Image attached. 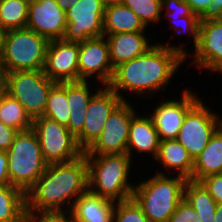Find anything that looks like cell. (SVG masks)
Instances as JSON below:
<instances>
[{
	"label": "cell",
	"instance_id": "1",
	"mask_svg": "<svg viewBox=\"0 0 222 222\" xmlns=\"http://www.w3.org/2000/svg\"><path fill=\"white\" fill-rule=\"evenodd\" d=\"M186 58L182 48L167 45H153L145 54L114 68L108 85L123 99L118 91L129 90L142 94L144 91L159 90L174 74L179 64Z\"/></svg>",
	"mask_w": 222,
	"mask_h": 222
},
{
	"label": "cell",
	"instance_id": "2",
	"mask_svg": "<svg viewBox=\"0 0 222 222\" xmlns=\"http://www.w3.org/2000/svg\"><path fill=\"white\" fill-rule=\"evenodd\" d=\"M88 190V166L86 156L59 164H49L42 176L26 193L27 214L63 213L61 205L71 197Z\"/></svg>",
	"mask_w": 222,
	"mask_h": 222
},
{
	"label": "cell",
	"instance_id": "3",
	"mask_svg": "<svg viewBox=\"0 0 222 222\" xmlns=\"http://www.w3.org/2000/svg\"><path fill=\"white\" fill-rule=\"evenodd\" d=\"M49 40L35 31L9 30L1 36L0 70L40 71L44 69Z\"/></svg>",
	"mask_w": 222,
	"mask_h": 222
},
{
	"label": "cell",
	"instance_id": "4",
	"mask_svg": "<svg viewBox=\"0 0 222 222\" xmlns=\"http://www.w3.org/2000/svg\"><path fill=\"white\" fill-rule=\"evenodd\" d=\"M186 182L187 179L179 175L176 178H168L163 173H158L135 186L132 197L150 222H168L184 199Z\"/></svg>",
	"mask_w": 222,
	"mask_h": 222
},
{
	"label": "cell",
	"instance_id": "5",
	"mask_svg": "<svg viewBox=\"0 0 222 222\" xmlns=\"http://www.w3.org/2000/svg\"><path fill=\"white\" fill-rule=\"evenodd\" d=\"M88 166V190L114 202L133 196L127 182L131 158L127 153L98 155L94 160L86 159ZM98 187V190L94 186ZM93 186V188H92Z\"/></svg>",
	"mask_w": 222,
	"mask_h": 222
},
{
	"label": "cell",
	"instance_id": "6",
	"mask_svg": "<svg viewBox=\"0 0 222 222\" xmlns=\"http://www.w3.org/2000/svg\"><path fill=\"white\" fill-rule=\"evenodd\" d=\"M6 153L10 184L27 193L48 166L36 133L32 129L19 131Z\"/></svg>",
	"mask_w": 222,
	"mask_h": 222
},
{
	"label": "cell",
	"instance_id": "7",
	"mask_svg": "<svg viewBox=\"0 0 222 222\" xmlns=\"http://www.w3.org/2000/svg\"><path fill=\"white\" fill-rule=\"evenodd\" d=\"M55 83L43 70L4 73L5 92L15 98L32 119L44 115L49 91Z\"/></svg>",
	"mask_w": 222,
	"mask_h": 222
},
{
	"label": "cell",
	"instance_id": "8",
	"mask_svg": "<svg viewBox=\"0 0 222 222\" xmlns=\"http://www.w3.org/2000/svg\"><path fill=\"white\" fill-rule=\"evenodd\" d=\"M32 130L37 135L43 158L48 165L68 163L84 153L69 129L53 119L45 116L34 118Z\"/></svg>",
	"mask_w": 222,
	"mask_h": 222
},
{
	"label": "cell",
	"instance_id": "9",
	"mask_svg": "<svg viewBox=\"0 0 222 222\" xmlns=\"http://www.w3.org/2000/svg\"><path fill=\"white\" fill-rule=\"evenodd\" d=\"M134 115L133 108L123 100L108 116L98 138L84 151L86 159H94L96 154L127 153L130 123Z\"/></svg>",
	"mask_w": 222,
	"mask_h": 222
},
{
	"label": "cell",
	"instance_id": "10",
	"mask_svg": "<svg viewBox=\"0 0 222 222\" xmlns=\"http://www.w3.org/2000/svg\"><path fill=\"white\" fill-rule=\"evenodd\" d=\"M105 0H80L65 12L66 26L62 40L83 42L104 36Z\"/></svg>",
	"mask_w": 222,
	"mask_h": 222
},
{
	"label": "cell",
	"instance_id": "11",
	"mask_svg": "<svg viewBox=\"0 0 222 222\" xmlns=\"http://www.w3.org/2000/svg\"><path fill=\"white\" fill-rule=\"evenodd\" d=\"M222 125V120L205 108L199 100L186 114L177 141L195 160Z\"/></svg>",
	"mask_w": 222,
	"mask_h": 222
},
{
	"label": "cell",
	"instance_id": "12",
	"mask_svg": "<svg viewBox=\"0 0 222 222\" xmlns=\"http://www.w3.org/2000/svg\"><path fill=\"white\" fill-rule=\"evenodd\" d=\"M109 86L100 89L91 98L86 108L82 132L76 137L78 146L85 151L101 134L108 116L123 101Z\"/></svg>",
	"mask_w": 222,
	"mask_h": 222
},
{
	"label": "cell",
	"instance_id": "13",
	"mask_svg": "<svg viewBox=\"0 0 222 222\" xmlns=\"http://www.w3.org/2000/svg\"><path fill=\"white\" fill-rule=\"evenodd\" d=\"M79 43L62 39L50 40L44 74L54 82L78 81Z\"/></svg>",
	"mask_w": 222,
	"mask_h": 222
},
{
	"label": "cell",
	"instance_id": "14",
	"mask_svg": "<svg viewBox=\"0 0 222 222\" xmlns=\"http://www.w3.org/2000/svg\"><path fill=\"white\" fill-rule=\"evenodd\" d=\"M98 72V79L106 86L112 80L114 68L110 62L109 45L104 36L79 42L78 81Z\"/></svg>",
	"mask_w": 222,
	"mask_h": 222
},
{
	"label": "cell",
	"instance_id": "15",
	"mask_svg": "<svg viewBox=\"0 0 222 222\" xmlns=\"http://www.w3.org/2000/svg\"><path fill=\"white\" fill-rule=\"evenodd\" d=\"M66 26L65 12L56 0H30L27 29L50 40L62 39Z\"/></svg>",
	"mask_w": 222,
	"mask_h": 222
},
{
	"label": "cell",
	"instance_id": "16",
	"mask_svg": "<svg viewBox=\"0 0 222 222\" xmlns=\"http://www.w3.org/2000/svg\"><path fill=\"white\" fill-rule=\"evenodd\" d=\"M195 61L197 65L222 72V20L206 17L200 20Z\"/></svg>",
	"mask_w": 222,
	"mask_h": 222
},
{
	"label": "cell",
	"instance_id": "17",
	"mask_svg": "<svg viewBox=\"0 0 222 222\" xmlns=\"http://www.w3.org/2000/svg\"><path fill=\"white\" fill-rule=\"evenodd\" d=\"M199 101L185 90L180 101H167L155 108L151 119L160 141L177 139L187 112Z\"/></svg>",
	"mask_w": 222,
	"mask_h": 222
},
{
	"label": "cell",
	"instance_id": "18",
	"mask_svg": "<svg viewBox=\"0 0 222 222\" xmlns=\"http://www.w3.org/2000/svg\"><path fill=\"white\" fill-rule=\"evenodd\" d=\"M71 216L74 222H113L114 203L89 190L73 201Z\"/></svg>",
	"mask_w": 222,
	"mask_h": 222
},
{
	"label": "cell",
	"instance_id": "19",
	"mask_svg": "<svg viewBox=\"0 0 222 222\" xmlns=\"http://www.w3.org/2000/svg\"><path fill=\"white\" fill-rule=\"evenodd\" d=\"M109 57L113 68L145 54L151 47L143 32H123L107 35Z\"/></svg>",
	"mask_w": 222,
	"mask_h": 222
},
{
	"label": "cell",
	"instance_id": "20",
	"mask_svg": "<svg viewBox=\"0 0 222 222\" xmlns=\"http://www.w3.org/2000/svg\"><path fill=\"white\" fill-rule=\"evenodd\" d=\"M222 173V125L194 160L191 181L198 182L214 174Z\"/></svg>",
	"mask_w": 222,
	"mask_h": 222
},
{
	"label": "cell",
	"instance_id": "21",
	"mask_svg": "<svg viewBox=\"0 0 222 222\" xmlns=\"http://www.w3.org/2000/svg\"><path fill=\"white\" fill-rule=\"evenodd\" d=\"M160 146V139L154 127L151 117H132L130 123L129 138L127 142V154L131 157L132 148L139 152H152L154 158Z\"/></svg>",
	"mask_w": 222,
	"mask_h": 222
},
{
	"label": "cell",
	"instance_id": "22",
	"mask_svg": "<svg viewBox=\"0 0 222 222\" xmlns=\"http://www.w3.org/2000/svg\"><path fill=\"white\" fill-rule=\"evenodd\" d=\"M146 26L129 8L120 4H107L103 19L104 37L123 32H143Z\"/></svg>",
	"mask_w": 222,
	"mask_h": 222
},
{
	"label": "cell",
	"instance_id": "23",
	"mask_svg": "<svg viewBox=\"0 0 222 222\" xmlns=\"http://www.w3.org/2000/svg\"><path fill=\"white\" fill-rule=\"evenodd\" d=\"M155 159L162 162L169 169L179 170V176L190 180L194 167V160L188 151L176 140L160 141Z\"/></svg>",
	"mask_w": 222,
	"mask_h": 222
},
{
	"label": "cell",
	"instance_id": "24",
	"mask_svg": "<svg viewBox=\"0 0 222 222\" xmlns=\"http://www.w3.org/2000/svg\"><path fill=\"white\" fill-rule=\"evenodd\" d=\"M26 193L9 185L0 186V222H26Z\"/></svg>",
	"mask_w": 222,
	"mask_h": 222
},
{
	"label": "cell",
	"instance_id": "25",
	"mask_svg": "<svg viewBox=\"0 0 222 222\" xmlns=\"http://www.w3.org/2000/svg\"><path fill=\"white\" fill-rule=\"evenodd\" d=\"M184 199L194 208L202 222H213L217 203L199 182L187 180Z\"/></svg>",
	"mask_w": 222,
	"mask_h": 222
},
{
	"label": "cell",
	"instance_id": "26",
	"mask_svg": "<svg viewBox=\"0 0 222 222\" xmlns=\"http://www.w3.org/2000/svg\"><path fill=\"white\" fill-rule=\"evenodd\" d=\"M0 121L18 132L32 129L33 123L25 108L5 91L0 96Z\"/></svg>",
	"mask_w": 222,
	"mask_h": 222
},
{
	"label": "cell",
	"instance_id": "27",
	"mask_svg": "<svg viewBox=\"0 0 222 222\" xmlns=\"http://www.w3.org/2000/svg\"><path fill=\"white\" fill-rule=\"evenodd\" d=\"M30 0H0V31L27 27Z\"/></svg>",
	"mask_w": 222,
	"mask_h": 222
},
{
	"label": "cell",
	"instance_id": "28",
	"mask_svg": "<svg viewBox=\"0 0 222 222\" xmlns=\"http://www.w3.org/2000/svg\"><path fill=\"white\" fill-rule=\"evenodd\" d=\"M45 117L68 126L70 119L69 105L66 94V82H56L49 91L44 111Z\"/></svg>",
	"mask_w": 222,
	"mask_h": 222
},
{
	"label": "cell",
	"instance_id": "29",
	"mask_svg": "<svg viewBox=\"0 0 222 222\" xmlns=\"http://www.w3.org/2000/svg\"><path fill=\"white\" fill-rule=\"evenodd\" d=\"M162 0H124L122 4L129 7L143 22L145 26L149 22H157L160 19Z\"/></svg>",
	"mask_w": 222,
	"mask_h": 222
},
{
	"label": "cell",
	"instance_id": "30",
	"mask_svg": "<svg viewBox=\"0 0 222 222\" xmlns=\"http://www.w3.org/2000/svg\"><path fill=\"white\" fill-rule=\"evenodd\" d=\"M88 83L84 80L66 82L69 111L87 108L94 94H89Z\"/></svg>",
	"mask_w": 222,
	"mask_h": 222
},
{
	"label": "cell",
	"instance_id": "31",
	"mask_svg": "<svg viewBox=\"0 0 222 222\" xmlns=\"http://www.w3.org/2000/svg\"><path fill=\"white\" fill-rule=\"evenodd\" d=\"M113 220L115 222H150L133 197L119 201L118 207L114 206Z\"/></svg>",
	"mask_w": 222,
	"mask_h": 222
},
{
	"label": "cell",
	"instance_id": "32",
	"mask_svg": "<svg viewBox=\"0 0 222 222\" xmlns=\"http://www.w3.org/2000/svg\"><path fill=\"white\" fill-rule=\"evenodd\" d=\"M168 222H202L194 208L183 199Z\"/></svg>",
	"mask_w": 222,
	"mask_h": 222
},
{
	"label": "cell",
	"instance_id": "33",
	"mask_svg": "<svg viewBox=\"0 0 222 222\" xmlns=\"http://www.w3.org/2000/svg\"><path fill=\"white\" fill-rule=\"evenodd\" d=\"M198 182L209 192L216 203L222 202V173L208 176Z\"/></svg>",
	"mask_w": 222,
	"mask_h": 222
},
{
	"label": "cell",
	"instance_id": "34",
	"mask_svg": "<svg viewBox=\"0 0 222 222\" xmlns=\"http://www.w3.org/2000/svg\"><path fill=\"white\" fill-rule=\"evenodd\" d=\"M86 108L70 111V119L67 128L69 132L76 138L83 130L86 119Z\"/></svg>",
	"mask_w": 222,
	"mask_h": 222
},
{
	"label": "cell",
	"instance_id": "35",
	"mask_svg": "<svg viewBox=\"0 0 222 222\" xmlns=\"http://www.w3.org/2000/svg\"><path fill=\"white\" fill-rule=\"evenodd\" d=\"M191 11L200 19L213 17V0H185Z\"/></svg>",
	"mask_w": 222,
	"mask_h": 222
},
{
	"label": "cell",
	"instance_id": "36",
	"mask_svg": "<svg viewBox=\"0 0 222 222\" xmlns=\"http://www.w3.org/2000/svg\"><path fill=\"white\" fill-rule=\"evenodd\" d=\"M26 222H74V220L71 215L67 218L64 213H40V217L27 214Z\"/></svg>",
	"mask_w": 222,
	"mask_h": 222
},
{
	"label": "cell",
	"instance_id": "37",
	"mask_svg": "<svg viewBox=\"0 0 222 222\" xmlns=\"http://www.w3.org/2000/svg\"><path fill=\"white\" fill-rule=\"evenodd\" d=\"M18 131L0 121V151H7Z\"/></svg>",
	"mask_w": 222,
	"mask_h": 222
},
{
	"label": "cell",
	"instance_id": "38",
	"mask_svg": "<svg viewBox=\"0 0 222 222\" xmlns=\"http://www.w3.org/2000/svg\"><path fill=\"white\" fill-rule=\"evenodd\" d=\"M161 5H162V8L164 5L165 6L167 5L166 6L167 10L176 9L177 11H179V16L181 18L189 16L192 13L190 6L187 4L185 0H162Z\"/></svg>",
	"mask_w": 222,
	"mask_h": 222
},
{
	"label": "cell",
	"instance_id": "39",
	"mask_svg": "<svg viewBox=\"0 0 222 222\" xmlns=\"http://www.w3.org/2000/svg\"><path fill=\"white\" fill-rule=\"evenodd\" d=\"M181 19H183V21L185 20L184 24L186 26V31L189 30L192 36L194 35V43H195L194 45L196 48L198 44L199 24L201 19L193 12L189 16L183 17ZM171 22H173V20Z\"/></svg>",
	"mask_w": 222,
	"mask_h": 222
},
{
	"label": "cell",
	"instance_id": "40",
	"mask_svg": "<svg viewBox=\"0 0 222 222\" xmlns=\"http://www.w3.org/2000/svg\"><path fill=\"white\" fill-rule=\"evenodd\" d=\"M8 156L6 151H0V186H9Z\"/></svg>",
	"mask_w": 222,
	"mask_h": 222
},
{
	"label": "cell",
	"instance_id": "41",
	"mask_svg": "<svg viewBox=\"0 0 222 222\" xmlns=\"http://www.w3.org/2000/svg\"><path fill=\"white\" fill-rule=\"evenodd\" d=\"M78 1L80 0H56L58 5L64 12L69 10L73 6V3H77Z\"/></svg>",
	"mask_w": 222,
	"mask_h": 222
},
{
	"label": "cell",
	"instance_id": "42",
	"mask_svg": "<svg viewBox=\"0 0 222 222\" xmlns=\"http://www.w3.org/2000/svg\"><path fill=\"white\" fill-rule=\"evenodd\" d=\"M222 14V0H213V17Z\"/></svg>",
	"mask_w": 222,
	"mask_h": 222
},
{
	"label": "cell",
	"instance_id": "43",
	"mask_svg": "<svg viewBox=\"0 0 222 222\" xmlns=\"http://www.w3.org/2000/svg\"><path fill=\"white\" fill-rule=\"evenodd\" d=\"M213 222H222V202L217 203Z\"/></svg>",
	"mask_w": 222,
	"mask_h": 222
},
{
	"label": "cell",
	"instance_id": "44",
	"mask_svg": "<svg viewBox=\"0 0 222 222\" xmlns=\"http://www.w3.org/2000/svg\"><path fill=\"white\" fill-rule=\"evenodd\" d=\"M5 91L4 88V74L0 70V96Z\"/></svg>",
	"mask_w": 222,
	"mask_h": 222
},
{
	"label": "cell",
	"instance_id": "45",
	"mask_svg": "<svg viewBox=\"0 0 222 222\" xmlns=\"http://www.w3.org/2000/svg\"><path fill=\"white\" fill-rule=\"evenodd\" d=\"M124 0H105L106 4H120Z\"/></svg>",
	"mask_w": 222,
	"mask_h": 222
},
{
	"label": "cell",
	"instance_id": "46",
	"mask_svg": "<svg viewBox=\"0 0 222 222\" xmlns=\"http://www.w3.org/2000/svg\"><path fill=\"white\" fill-rule=\"evenodd\" d=\"M1 36H2V32L0 31V55H1Z\"/></svg>",
	"mask_w": 222,
	"mask_h": 222
}]
</instances>
